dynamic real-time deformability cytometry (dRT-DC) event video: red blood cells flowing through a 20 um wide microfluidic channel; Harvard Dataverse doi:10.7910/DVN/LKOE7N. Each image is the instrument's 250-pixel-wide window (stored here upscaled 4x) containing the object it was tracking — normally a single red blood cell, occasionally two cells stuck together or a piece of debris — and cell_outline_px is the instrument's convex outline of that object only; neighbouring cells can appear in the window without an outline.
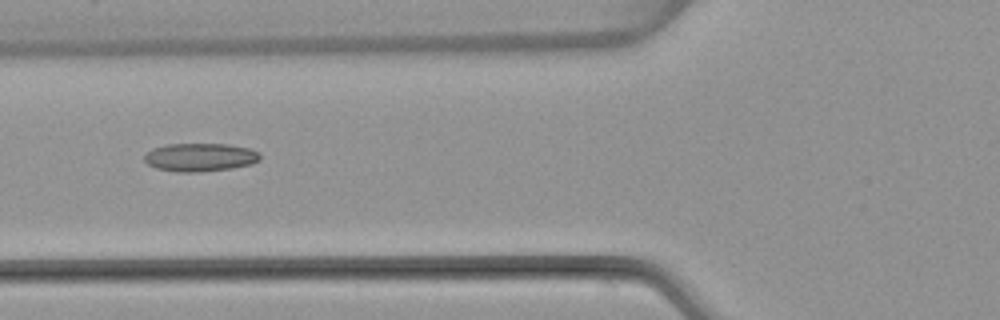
{"species": "common noctule bat (a hibernating species)", "species_latin": "Nyctalus noctula", "temperature_condition": "warm", "stored_images_in_passage": 5, "camera_frame_rate_fps": 3000, "um_per_image_px": 0.085, "animal": {"sex": "female", "body_mass_g": 22.7, "forearm_length_mm": 54.2}, "frame": {"image": 1, "passage_image": 5, "time_ms": 6.0, "image_size_px": [1000, 320], "cell_outline_px": [[260, 160], [252, 164], [232, 168], [200, 172], [176, 172], [156, 168], [148, 164], [144, 160], [144, 156], [152, 148], [164, 144], [228, 144], [248, 148], [260, 152]], "centroid_in_image_um": [17.01, 13.37], "position_along_channel_um": 108.8, "area_um2": 19.19}}